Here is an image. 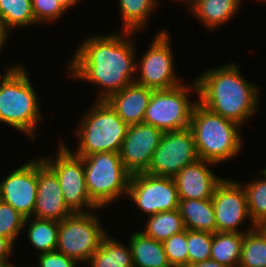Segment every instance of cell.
I'll return each instance as SVG.
<instances>
[{
  "instance_id": "6da1fadb",
  "label": "cell",
  "mask_w": 266,
  "mask_h": 267,
  "mask_svg": "<svg viewBox=\"0 0 266 267\" xmlns=\"http://www.w3.org/2000/svg\"><path fill=\"white\" fill-rule=\"evenodd\" d=\"M133 34L122 31L88 36L68 61L66 73L72 79H84L102 87L96 100H107L135 82L137 56Z\"/></svg>"
},
{
  "instance_id": "7a4b0ae2",
  "label": "cell",
  "mask_w": 266,
  "mask_h": 267,
  "mask_svg": "<svg viewBox=\"0 0 266 267\" xmlns=\"http://www.w3.org/2000/svg\"><path fill=\"white\" fill-rule=\"evenodd\" d=\"M196 83L201 105L240 126L258 111L259 88L233 62L204 70Z\"/></svg>"
},
{
  "instance_id": "3957f363",
  "label": "cell",
  "mask_w": 266,
  "mask_h": 267,
  "mask_svg": "<svg viewBox=\"0 0 266 267\" xmlns=\"http://www.w3.org/2000/svg\"><path fill=\"white\" fill-rule=\"evenodd\" d=\"M22 64L12 65L0 77V123L9 125L35 140V131L44 120L39 97Z\"/></svg>"
},
{
  "instance_id": "277c9868",
  "label": "cell",
  "mask_w": 266,
  "mask_h": 267,
  "mask_svg": "<svg viewBox=\"0 0 266 267\" xmlns=\"http://www.w3.org/2000/svg\"><path fill=\"white\" fill-rule=\"evenodd\" d=\"M241 127L197 102L192 110L190 129L199 159L219 165L238 156L243 148Z\"/></svg>"
},
{
  "instance_id": "5b68a950",
  "label": "cell",
  "mask_w": 266,
  "mask_h": 267,
  "mask_svg": "<svg viewBox=\"0 0 266 267\" xmlns=\"http://www.w3.org/2000/svg\"><path fill=\"white\" fill-rule=\"evenodd\" d=\"M92 105L76 128L78 145L71 152L76 156L97 152L119 153L128 125L106 100H95Z\"/></svg>"
},
{
  "instance_id": "8992f818",
  "label": "cell",
  "mask_w": 266,
  "mask_h": 267,
  "mask_svg": "<svg viewBox=\"0 0 266 267\" xmlns=\"http://www.w3.org/2000/svg\"><path fill=\"white\" fill-rule=\"evenodd\" d=\"M78 157L83 160L89 197L100 209L127 196L131 174L125 169L120 153L97 152Z\"/></svg>"
},
{
  "instance_id": "52a82bcc",
  "label": "cell",
  "mask_w": 266,
  "mask_h": 267,
  "mask_svg": "<svg viewBox=\"0 0 266 267\" xmlns=\"http://www.w3.org/2000/svg\"><path fill=\"white\" fill-rule=\"evenodd\" d=\"M191 91L198 93L196 80L192 85L182 83L170 89L153 90L143 123L163 132L190 128L192 110L198 102L190 100Z\"/></svg>"
},
{
  "instance_id": "ba28073f",
  "label": "cell",
  "mask_w": 266,
  "mask_h": 267,
  "mask_svg": "<svg viewBox=\"0 0 266 267\" xmlns=\"http://www.w3.org/2000/svg\"><path fill=\"white\" fill-rule=\"evenodd\" d=\"M93 212H75L59 221L56 251L82 264L92 257L109 233Z\"/></svg>"
},
{
  "instance_id": "9c48e42d",
  "label": "cell",
  "mask_w": 266,
  "mask_h": 267,
  "mask_svg": "<svg viewBox=\"0 0 266 267\" xmlns=\"http://www.w3.org/2000/svg\"><path fill=\"white\" fill-rule=\"evenodd\" d=\"M59 144L55 159L48 155L42 157V160L56 174L67 206L74 213L98 211L99 207L91 200L87 191L83 160L74 155L63 141Z\"/></svg>"
},
{
  "instance_id": "30bf717a",
  "label": "cell",
  "mask_w": 266,
  "mask_h": 267,
  "mask_svg": "<svg viewBox=\"0 0 266 267\" xmlns=\"http://www.w3.org/2000/svg\"><path fill=\"white\" fill-rule=\"evenodd\" d=\"M154 38L140 62H136V73L140 77L135 76V83L153 90L170 89L182 84V79L174 70L169 33L159 31Z\"/></svg>"
},
{
  "instance_id": "8fae6325",
  "label": "cell",
  "mask_w": 266,
  "mask_h": 267,
  "mask_svg": "<svg viewBox=\"0 0 266 267\" xmlns=\"http://www.w3.org/2000/svg\"><path fill=\"white\" fill-rule=\"evenodd\" d=\"M128 197L137 209L148 216L179 208V197L174 178L154 176L146 172L130 176Z\"/></svg>"
},
{
  "instance_id": "7c38bea8",
  "label": "cell",
  "mask_w": 266,
  "mask_h": 267,
  "mask_svg": "<svg viewBox=\"0 0 266 267\" xmlns=\"http://www.w3.org/2000/svg\"><path fill=\"white\" fill-rule=\"evenodd\" d=\"M198 159L194 135L190 128L164 132L146 173L173 178L186 165Z\"/></svg>"
},
{
  "instance_id": "4fadbf2b",
  "label": "cell",
  "mask_w": 266,
  "mask_h": 267,
  "mask_svg": "<svg viewBox=\"0 0 266 267\" xmlns=\"http://www.w3.org/2000/svg\"><path fill=\"white\" fill-rule=\"evenodd\" d=\"M217 232L246 233L256 227L247 206V197L242 184L223 178L212 196ZM249 220L252 225L241 232L242 224ZM239 230V231H238Z\"/></svg>"
},
{
  "instance_id": "5bb4252c",
  "label": "cell",
  "mask_w": 266,
  "mask_h": 267,
  "mask_svg": "<svg viewBox=\"0 0 266 267\" xmlns=\"http://www.w3.org/2000/svg\"><path fill=\"white\" fill-rule=\"evenodd\" d=\"M163 133L162 130L145 123L128 126L119 153L125 169L131 175L148 170Z\"/></svg>"
},
{
  "instance_id": "9a60e30c",
  "label": "cell",
  "mask_w": 266,
  "mask_h": 267,
  "mask_svg": "<svg viewBox=\"0 0 266 267\" xmlns=\"http://www.w3.org/2000/svg\"><path fill=\"white\" fill-rule=\"evenodd\" d=\"M37 194V159L17 167L0 182V199L25 218L33 217Z\"/></svg>"
},
{
  "instance_id": "2e32d148",
  "label": "cell",
  "mask_w": 266,
  "mask_h": 267,
  "mask_svg": "<svg viewBox=\"0 0 266 267\" xmlns=\"http://www.w3.org/2000/svg\"><path fill=\"white\" fill-rule=\"evenodd\" d=\"M37 194L33 216L39 219L62 221L74 213L66 204L54 171L37 158Z\"/></svg>"
},
{
  "instance_id": "e0dca14e",
  "label": "cell",
  "mask_w": 266,
  "mask_h": 267,
  "mask_svg": "<svg viewBox=\"0 0 266 267\" xmlns=\"http://www.w3.org/2000/svg\"><path fill=\"white\" fill-rule=\"evenodd\" d=\"M215 163L198 159L186 165L173 178L175 180L179 200L212 198L216 186L222 181L210 166Z\"/></svg>"
},
{
  "instance_id": "ac0fdd59",
  "label": "cell",
  "mask_w": 266,
  "mask_h": 267,
  "mask_svg": "<svg viewBox=\"0 0 266 267\" xmlns=\"http://www.w3.org/2000/svg\"><path fill=\"white\" fill-rule=\"evenodd\" d=\"M153 89L134 83L112 94L106 101L128 125L143 123Z\"/></svg>"
},
{
  "instance_id": "d6986e66",
  "label": "cell",
  "mask_w": 266,
  "mask_h": 267,
  "mask_svg": "<svg viewBox=\"0 0 266 267\" xmlns=\"http://www.w3.org/2000/svg\"><path fill=\"white\" fill-rule=\"evenodd\" d=\"M178 210L185 229L210 233L217 232L211 198L180 200Z\"/></svg>"
},
{
  "instance_id": "ffe728a7",
  "label": "cell",
  "mask_w": 266,
  "mask_h": 267,
  "mask_svg": "<svg viewBox=\"0 0 266 267\" xmlns=\"http://www.w3.org/2000/svg\"><path fill=\"white\" fill-rule=\"evenodd\" d=\"M241 3V0H196L189 10L206 28L214 30L232 19Z\"/></svg>"
},
{
  "instance_id": "44dd1931",
  "label": "cell",
  "mask_w": 266,
  "mask_h": 267,
  "mask_svg": "<svg viewBox=\"0 0 266 267\" xmlns=\"http://www.w3.org/2000/svg\"><path fill=\"white\" fill-rule=\"evenodd\" d=\"M128 243L134 267H171L162 242L134 231Z\"/></svg>"
},
{
  "instance_id": "7402d4cb",
  "label": "cell",
  "mask_w": 266,
  "mask_h": 267,
  "mask_svg": "<svg viewBox=\"0 0 266 267\" xmlns=\"http://www.w3.org/2000/svg\"><path fill=\"white\" fill-rule=\"evenodd\" d=\"M87 264L89 267H134L130 246L122 244L109 234L104 236Z\"/></svg>"
},
{
  "instance_id": "603a6c76",
  "label": "cell",
  "mask_w": 266,
  "mask_h": 267,
  "mask_svg": "<svg viewBox=\"0 0 266 267\" xmlns=\"http://www.w3.org/2000/svg\"><path fill=\"white\" fill-rule=\"evenodd\" d=\"M26 225H28V228H26V230L28 229V240L32 247H34L36 251H39L38 254L56 251L59 221L28 217L25 218L23 228H25Z\"/></svg>"
},
{
  "instance_id": "cb8c5ba5",
  "label": "cell",
  "mask_w": 266,
  "mask_h": 267,
  "mask_svg": "<svg viewBox=\"0 0 266 267\" xmlns=\"http://www.w3.org/2000/svg\"><path fill=\"white\" fill-rule=\"evenodd\" d=\"M244 233L215 232L212 233L210 259L228 267H238Z\"/></svg>"
},
{
  "instance_id": "d4e9b609",
  "label": "cell",
  "mask_w": 266,
  "mask_h": 267,
  "mask_svg": "<svg viewBox=\"0 0 266 267\" xmlns=\"http://www.w3.org/2000/svg\"><path fill=\"white\" fill-rule=\"evenodd\" d=\"M159 0H119V9L123 23V31L135 32L143 30L150 21L153 10L158 6ZM146 24V25H145Z\"/></svg>"
},
{
  "instance_id": "484cf974",
  "label": "cell",
  "mask_w": 266,
  "mask_h": 267,
  "mask_svg": "<svg viewBox=\"0 0 266 267\" xmlns=\"http://www.w3.org/2000/svg\"><path fill=\"white\" fill-rule=\"evenodd\" d=\"M143 229L145 236L163 242L173 234L185 230V226L179 210L176 209L149 216Z\"/></svg>"
},
{
  "instance_id": "4316f807",
  "label": "cell",
  "mask_w": 266,
  "mask_h": 267,
  "mask_svg": "<svg viewBox=\"0 0 266 267\" xmlns=\"http://www.w3.org/2000/svg\"><path fill=\"white\" fill-rule=\"evenodd\" d=\"M238 267H266V231L261 226L244 233Z\"/></svg>"
},
{
  "instance_id": "83f0119b",
  "label": "cell",
  "mask_w": 266,
  "mask_h": 267,
  "mask_svg": "<svg viewBox=\"0 0 266 267\" xmlns=\"http://www.w3.org/2000/svg\"><path fill=\"white\" fill-rule=\"evenodd\" d=\"M0 21L10 31L37 24L32 0H0Z\"/></svg>"
},
{
  "instance_id": "f1b7e54d",
  "label": "cell",
  "mask_w": 266,
  "mask_h": 267,
  "mask_svg": "<svg viewBox=\"0 0 266 267\" xmlns=\"http://www.w3.org/2000/svg\"><path fill=\"white\" fill-rule=\"evenodd\" d=\"M262 172V173H261ZM259 172L264 178L242 183L247 197L248 212L256 226L266 223V168Z\"/></svg>"
},
{
  "instance_id": "f546056e",
  "label": "cell",
  "mask_w": 266,
  "mask_h": 267,
  "mask_svg": "<svg viewBox=\"0 0 266 267\" xmlns=\"http://www.w3.org/2000/svg\"><path fill=\"white\" fill-rule=\"evenodd\" d=\"M212 233L187 230L188 265L210 259Z\"/></svg>"
},
{
  "instance_id": "4dcf8cb0",
  "label": "cell",
  "mask_w": 266,
  "mask_h": 267,
  "mask_svg": "<svg viewBox=\"0 0 266 267\" xmlns=\"http://www.w3.org/2000/svg\"><path fill=\"white\" fill-rule=\"evenodd\" d=\"M25 217L15 208L0 199V236L6 237L14 244L24 229Z\"/></svg>"
},
{
  "instance_id": "1f68e13d",
  "label": "cell",
  "mask_w": 266,
  "mask_h": 267,
  "mask_svg": "<svg viewBox=\"0 0 266 267\" xmlns=\"http://www.w3.org/2000/svg\"><path fill=\"white\" fill-rule=\"evenodd\" d=\"M171 267L188 266L187 229L162 242Z\"/></svg>"
},
{
  "instance_id": "d6a6232c",
  "label": "cell",
  "mask_w": 266,
  "mask_h": 267,
  "mask_svg": "<svg viewBox=\"0 0 266 267\" xmlns=\"http://www.w3.org/2000/svg\"><path fill=\"white\" fill-rule=\"evenodd\" d=\"M36 23H53L67 12L57 0H32Z\"/></svg>"
},
{
  "instance_id": "836d02e7",
  "label": "cell",
  "mask_w": 266,
  "mask_h": 267,
  "mask_svg": "<svg viewBox=\"0 0 266 267\" xmlns=\"http://www.w3.org/2000/svg\"><path fill=\"white\" fill-rule=\"evenodd\" d=\"M76 264L78 265V262L75 259L58 251L42 253L38 256V267H76Z\"/></svg>"
},
{
  "instance_id": "e575fe53",
  "label": "cell",
  "mask_w": 266,
  "mask_h": 267,
  "mask_svg": "<svg viewBox=\"0 0 266 267\" xmlns=\"http://www.w3.org/2000/svg\"><path fill=\"white\" fill-rule=\"evenodd\" d=\"M14 246L11 240L0 236V263H8L9 257L14 253Z\"/></svg>"
},
{
  "instance_id": "d590c367",
  "label": "cell",
  "mask_w": 266,
  "mask_h": 267,
  "mask_svg": "<svg viewBox=\"0 0 266 267\" xmlns=\"http://www.w3.org/2000/svg\"><path fill=\"white\" fill-rule=\"evenodd\" d=\"M187 267H228V266L220 264L216 260L207 259L206 261L197 262V263L188 265Z\"/></svg>"
},
{
  "instance_id": "8d00e7d4",
  "label": "cell",
  "mask_w": 266,
  "mask_h": 267,
  "mask_svg": "<svg viewBox=\"0 0 266 267\" xmlns=\"http://www.w3.org/2000/svg\"><path fill=\"white\" fill-rule=\"evenodd\" d=\"M9 33L10 31L0 21V51L1 48H3V46L6 45L8 37L11 36Z\"/></svg>"
},
{
  "instance_id": "74e56055",
  "label": "cell",
  "mask_w": 266,
  "mask_h": 267,
  "mask_svg": "<svg viewBox=\"0 0 266 267\" xmlns=\"http://www.w3.org/2000/svg\"><path fill=\"white\" fill-rule=\"evenodd\" d=\"M57 2L60 3V5L68 11L71 7L75 6L79 0H57Z\"/></svg>"
},
{
  "instance_id": "f35d334b",
  "label": "cell",
  "mask_w": 266,
  "mask_h": 267,
  "mask_svg": "<svg viewBox=\"0 0 266 267\" xmlns=\"http://www.w3.org/2000/svg\"><path fill=\"white\" fill-rule=\"evenodd\" d=\"M173 1H175V3H176V0H173ZM182 2V3H184L183 1H185V4L186 5H188V9L195 3V1L196 0H177V2Z\"/></svg>"
},
{
  "instance_id": "ab89813d",
  "label": "cell",
  "mask_w": 266,
  "mask_h": 267,
  "mask_svg": "<svg viewBox=\"0 0 266 267\" xmlns=\"http://www.w3.org/2000/svg\"><path fill=\"white\" fill-rule=\"evenodd\" d=\"M0 267H17V265H14V264H11V263L10 264L9 263H0Z\"/></svg>"
},
{
  "instance_id": "60d3db41",
  "label": "cell",
  "mask_w": 266,
  "mask_h": 267,
  "mask_svg": "<svg viewBox=\"0 0 266 267\" xmlns=\"http://www.w3.org/2000/svg\"><path fill=\"white\" fill-rule=\"evenodd\" d=\"M261 227L266 231V223L262 224Z\"/></svg>"
}]
</instances>
